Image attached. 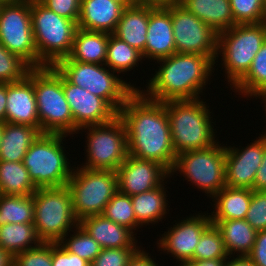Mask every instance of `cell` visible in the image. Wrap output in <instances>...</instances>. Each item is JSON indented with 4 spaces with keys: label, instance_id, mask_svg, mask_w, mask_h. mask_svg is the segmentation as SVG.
Segmentation results:
<instances>
[{
    "label": "cell",
    "instance_id": "cell-13",
    "mask_svg": "<svg viewBox=\"0 0 266 266\" xmlns=\"http://www.w3.org/2000/svg\"><path fill=\"white\" fill-rule=\"evenodd\" d=\"M0 43L31 68H38L31 23V0H12L0 6Z\"/></svg>",
    "mask_w": 266,
    "mask_h": 266
},
{
    "label": "cell",
    "instance_id": "cell-17",
    "mask_svg": "<svg viewBox=\"0 0 266 266\" xmlns=\"http://www.w3.org/2000/svg\"><path fill=\"white\" fill-rule=\"evenodd\" d=\"M265 148V134L248 144L236 148L225 146V182L232 188H248L253 190V183Z\"/></svg>",
    "mask_w": 266,
    "mask_h": 266
},
{
    "label": "cell",
    "instance_id": "cell-46",
    "mask_svg": "<svg viewBox=\"0 0 266 266\" xmlns=\"http://www.w3.org/2000/svg\"><path fill=\"white\" fill-rule=\"evenodd\" d=\"M253 191H266V133H265V148L262 163L257 170L253 183Z\"/></svg>",
    "mask_w": 266,
    "mask_h": 266
},
{
    "label": "cell",
    "instance_id": "cell-56",
    "mask_svg": "<svg viewBox=\"0 0 266 266\" xmlns=\"http://www.w3.org/2000/svg\"><path fill=\"white\" fill-rule=\"evenodd\" d=\"M263 6H264V9H265V14H266V0H263Z\"/></svg>",
    "mask_w": 266,
    "mask_h": 266
},
{
    "label": "cell",
    "instance_id": "cell-1",
    "mask_svg": "<svg viewBox=\"0 0 266 266\" xmlns=\"http://www.w3.org/2000/svg\"><path fill=\"white\" fill-rule=\"evenodd\" d=\"M118 116L126 128L128 154L154 161L170 173L177 155L171 139L166 104L146 98L136 90L121 107Z\"/></svg>",
    "mask_w": 266,
    "mask_h": 266
},
{
    "label": "cell",
    "instance_id": "cell-30",
    "mask_svg": "<svg viewBox=\"0 0 266 266\" xmlns=\"http://www.w3.org/2000/svg\"><path fill=\"white\" fill-rule=\"evenodd\" d=\"M41 243L33 223H7L0 226V247L11 257Z\"/></svg>",
    "mask_w": 266,
    "mask_h": 266
},
{
    "label": "cell",
    "instance_id": "cell-19",
    "mask_svg": "<svg viewBox=\"0 0 266 266\" xmlns=\"http://www.w3.org/2000/svg\"><path fill=\"white\" fill-rule=\"evenodd\" d=\"M145 44V58L161 60L176 53L171 20V5L149 6V21Z\"/></svg>",
    "mask_w": 266,
    "mask_h": 266
},
{
    "label": "cell",
    "instance_id": "cell-12",
    "mask_svg": "<svg viewBox=\"0 0 266 266\" xmlns=\"http://www.w3.org/2000/svg\"><path fill=\"white\" fill-rule=\"evenodd\" d=\"M86 162L90 170L116 171L128 156L127 133L124 122L116 116L110 122L87 126Z\"/></svg>",
    "mask_w": 266,
    "mask_h": 266
},
{
    "label": "cell",
    "instance_id": "cell-22",
    "mask_svg": "<svg viewBox=\"0 0 266 266\" xmlns=\"http://www.w3.org/2000/svg\"><path fill=\"white\" fill-rule=\"evenodd\" d=\"M79 225L105 248L138 247L136 235L122 225L111 221L102 214L85 217L79 221Z\"/></svg>",
    "mask_w": 266,
    "mask_h": 266
},
{
    "label": "cell",
    "instance_id": "cell-45",
    "mask_svg": "<svg viewBox=\"0 0 266 266\" xmlns=\"http://www.w3.org/2000/svg\"><path fill=\"white\" fill-rule=\"evenodd\" d=\"M247 256L255 266H266V229L257 232L254 246Z\"/></svg>",
    "mask_w": 266,
    "mask_h": 266
},
{
    "label": "cell",
    "instance_id": "cell-20",
    "mask_svg": "<svg viewBox=\"0 0 266 266\" xmlns=\"http://www.w3.org/2000/svg\"><path fill=\"white\" fill-rule=\"evenodd\" d=\"M6 102L7 123L29 125L40 131L34 84L27 75L21 81L7 83Z\"/></svg>",
    "mask_w": 266,
    "mask_h": 266
},
{
    "label": "cell",
    "instance_id": "cell-29",
    "mask_svg": "<svg viewBox=\"0 0 266 266\" xmlns=\"http://www.w3.org/2000/svg\"><path fill=\"white\" fill-rule=\"evenodd\" d=\"M216 227L221 231L229 256L235 253L247 256L251 252L257 231L245 219L221 220Z\"/></svg>",
    "mask_w": 266,
    "mask_h": 266
},
{
    "label": "cell",
    "instance_id": "cell-51",
    "mask_svg": "<svg viewBox=\"0 0 266 266\" xmlns=\"http://www.w3.org/2000/svg\"><path fill=\"white\" fill-rule=\"evenodd\" d=\"M179 0H136L138 5L153 6V7H166Z\"/></svg>",
    "mask_w": 266,
    "mask_h": 266
},
{
    "label": "cell",
    "instance_id": "cell-43",
    "mask_svg": "<svg viewBox=\"0 0 266 266\" xmlns=\"http://www.w3.org/2000/svg\"><path fill=\"white\" fill-rule=\"evenodd\" d=\"M57 15L78 23L81 0H39Z\"/></svg>",
    "mask_w": 266,
    "mask_h": 266
},
{
    "label": "cell",
    "instance_id": "cell-5",
    "mask_svg": "<svg viewBox=\"0 0 266 266\" xmlns=\"http://www.w3.org/2000/svg\"><path fill=\"white\" fill-rule=\"evenodd\" d=\"M31 23L38 53V68L54 66L72 49L78 24L57 15L39 0H31Z\"/></svg>",
    "mask_w": 266,
    "mask_h": 266
},
{
    "label": "cell",
    "instance_id": "cell-41",
    "mask_svg": "<svg viewBox=\"0 0 266 266\" xmlns=\"http://www.w3.org/2000/svg\"><path fill=\"white\" fill-rule=\"evenodd\" d=\"M140 247L101 249L91 266H127Z\"/></svg>",
    "mask_w": 266,
    "mask_h": 266
},
{
    "label": "cell",
    "instance_id": "cell-39",
    "mask_svg": "<svg viewBox=\"0 0 266 266\" xmlns=\"http://www.w3.org/2000/svg\"><path fill=\"white\" fill-rule=\"evenodd\" d=\"M31 67L0 43V83L21 81Z\"/></svg>",
    "mask_w": 266,
    "mask_h": 266
},
{
    "label": "cell",
    "instance_id": "cell-6",
    "mask_svg": "<svg viewBox=\"0 0 266 266\" xmlns=\"http://www.w3.org/2000/svg\"><path fill=\"white\" fill-rule=\"evenodd\" d=\"M66 136L41 133L26 152L23 164L36 188L67 185L74 167L69 166L71 164L63 147Z\"/></svg>",
    "mask_w": 266,
    "mask_h": 266
},
{
    "label": "cell",
    "instance_id": "cell-53",
    "mask_svg": "<svg viewBox=\"0 0 266 266\" xmlns=\"http://www.w3.org/2000/svg\"><path fill=\"white\" fill-rule=\"evenodd\" d=\"M114 1L120 3L125 8H130L138 5L136 0H114Z\"/></svg>",
    "mask_w": 266,
    "mask_h": 266
},
{
    "label": "cell",
    "instance_id": "cell-57",
    "mask_svg": "<svg viewBox=\"0 0 266 266\" xmlns=\"http://www.w3.org/2000/svg\"><path fill=\"white\" fill-rule=\"evenodd\" d=\"M262 101L263 103H265V111H266V98H264Z\"/></svg>",
    "mask_w": 266,
    "mask_h": 266
},
{
    "label": "cell",
    "instance_id": "cell-14",
    "mask_svg": "<svg viewBox=\"0 0 266 266\" xmlns=\"http://www.w3.org/2000/svg\"><path fill=\"white\" fill-rule=\"evenodd\" d=\"M176 53L201 54L218 60V33L179 2L171 4Z\"/></svg>",
    "mask_w": 266,
    "mask_h": 266
},
{
    "label": "cell",
    "instance_id": "cell-38",
    "mask_svg": "<svg viewBox=\"0 0 266 266\" xmlns=\"http://www.w3.org/2000/svg\"><path fill=\"white\" fill-rule=\"evenodd\" d=\"M235 24L266 22L263 0H229Z\"/></svg>",
    "mask_w": 266,
    "mask_h": 266
},
{
    "label": "cell",
    "instance_id": "cell-49",
    "mask_svg": "<svg viewBox=\"0 0 266 266\" xmlns=\"http://www.w3.org/2000/svg\"><path fill=\"white\" fill-rule=\"evenodd\" d=\"M7 83H0V122H6Z\"/></svg>",
    "mask_w": 266,
    "mask_h": 266
},
{
    "label": "cell",
    "instance_id": "cell-26",
    "mask_svg": "<svg viewBox=\"0 0 266 266\" xmlns=\"http://www.w3.org/2000/svg\"><path fill=\"white\" fill-rule=\"evenodd\" d=\"M178 2L218 34L236 25L229 0H179Z\"/></svg>",
    "mask_w": 266,
    "mask_h": 266
},
{
    "label": "cell",
    "instance_id": "cell-48",
    "mask_svg": "<svg viewBox=\"0 0 266 266\" xmlns=\"http://www.w3.org/2000/svg\"><path fill=\"white\" fill-rule=\"evenodd\" d=\"M227 258L193 260L189 263L179 264L177 266H224Z\"/></svg>",
    "mask_w": 266,
    "mask_h": 266
},
{
    "label": "cell",
    "instance_id": "cell-35",
    "mask_svg": "<svg viewBox=\"0 0 266 266\" xmlns=\"http://www.w3.org/2000/svg\"><path fill=\"white\" fill-rule=\"evenodd\" d=\"M102 215L118 225L127 227L133 233H135L137 227L138 229L142 227L135 217L131 196L119 191L106 204Z\"/></svg>",
    "mask_w": 266,
    "mask_h": 266
},
{
    "label": "cell",
    "instance_id": "cell-3",
    "mask_svg": "<svg viewBox=\"0 0 266 266\" xmlns=\"http://www.w3.org/2000/svg\"><path fill=\"white\" fill-rule=\"evenodd\" d=\"M200 99L165 102L176 155L205 149L217 143L214 122L210 117L212 112L206 102Z\"/></svg>",
    "mask_w": 266,
    "mask_h": 266
},
{
    "label": "cell",
    "instance_id": "cell-33",
    "mask_svg": "<svg viewBox=\"0 0 266 266\" xmlns=\"http://www.w3.org/2000/svg\"><path fill=\"white\" fill-rule=\"evenodd\" d=\"M143 59L142 53L131 47L125 41L120 40L114 34H110L107 45V57L105 65L117 74L129 72L138 67V62Z\"/></svg>",
    "mask_w": 266,
    "mask_h": 266
},
{
    "label": "cell",
    "instance_id": "cell-16",
    "mask_svg": "<svg viewBox=\"0 0 266 266\" xmlns=\"http://www.w3.org/2000/svg\"><path fill=\"white\" fill-rule=\"evenodd\" d=\"M175 224L161 235L157 246L161 251L167 250V254L171 253L180 264L189 263L193 261L194 251L202 233L212 224L210 215L199 213Z\"/></svg>",
    "mask_w": 266,
    "mask_h": 266
},
{
    "label": "cell",
    "instance_id": "cell-44",
    "mask_svg": "<svg viewBox=\"0 0 266 266\" xmlns=\"http://www.w3.org/2000/svg\"><path fill=\"white\" fill-rule=\"evenodd\" d=\"M52 266H91L76 254L66 251L59 243H52Z\"/></svg>",
    "mask_w": 266,
    "mask_h": 266
},
{
    "label": "cell",
    "instance_id": "cell-11",
    "mask_svg": "<svg viewBox=\"0 0 266 266\" xmlns=\"http://www.w3.org/2000/svg\"><path fill=\"white\" fill-rule=\"evenodd\" d=\"M179 173L213 198L225 182V145L219 141L205 149L191 150L177 155L170 176ZM209 194V195H208Z\"/></svg>",
    "mask_w": 266,
    "mask_h": 266
},
{
    "label": "cell",
    "instance_id": "cell-52",
    "mask_svg": "<svg viewBox=\"0 0 266 266\" xmlns=\"http://www.w3.org/2000/svg\"><path fill=\"white\" fill-rule=\"evenodd\" d=\"M13 257L0 247V266H12Z\"/></svg>",
    "mask_w": 266,
    "mask_h": 266
},
{
    "label": "cell",
    "instance_id": "cell-9",
    "mask_svg": "<svg viewBox=\"0 0 266 266\" xmlns=\"http://www.w3.org/2000/svg\"><path fill=\"white\" fill-rule=\"evenodd\" d=\"M54 67L70 83L105 99L117 112L126 100L139 90L130 82L119 78V75L105 64L58 61Z\"/></svg>",
    "mask_w": 266,
    "mask_h": 266
},
{
    "label": "cell",
    "instance_id": "cell-55",
    "mask_svg": "<svg viewBox=\"0 0 266 266\" xmlns=\"http://www.w3.org/2000/svg\"><path fill=\"white\" fill-rule=\"evenodd\" d=\"M10 1H12V0H0V6L7 3V2H10Z\"/></svg>",
    "mask_w": 266,
    "mask_h": 266
},
{
    "label": "cell",
    "instance_id": "cell-21",
    "mask_svg": "<svg viewBox=\"0 0 266 266\" xmlns=\"http://www.w3.org/2000/svg\"><path fill=\"white\" fill-rule=\"evenodd\" d=\"M124 9L114 0H81L78 28L113 34Z\"/></svg>",
    "mask_w": 266,
    "mask_h": 266
},
{
    "label": "cell",
    "instance_id": "cell-8",
    "mask_svg": "<svg viewBox=\"0 0 266 266\" xmlns=\"http://www.w3.org/2000/svg\"><path fill=\"white\" fill-rule=\"evenodd\" d=\"M265 41L266 22L236 24L218 34L217 58L219 55L222 56L221 62L231 90L248 72L255 55Z\"/></svg>",
    "mask_w": 266,
    "mask_h": 266
},
{
    "label": "cell",
    "instance_id": "cell-4",
    "mask_svg": "<svg viewBox=\"0 0 266 266\" xmlns=\"http://www.w3.org/2000/svg\"><path fill=\"white\" fill-rule=\"evenodd\" d=\"M27 76L34 84L40 132L73 135V115L65 98L62 74L54 66L31 68Z\"/></svg>",
    "mask_w": 266,
    "mask_h": 266
},
{
    "label": "cell",
    "instance_id": "cell-54",
    "mask_svg": "<svg viewBox=\"0 0 266 266\" xmlns=\"http://www.w3.org/2000/svg\"><path fill=\"white\" fill-rule=\"evenodd\" d=\"M3 130H4V123L0 122V143L2 141Z\"/></svg>",
    "mask_w": 266,
    "mask_h": 266
},
{
    "label": "cell",
    "instance_id": "cell-50",
    "mask_svg": "<svg viewBox=\"0 0 266 266\" xmlns=\"http://www.w3.org/2000/svg\"><path fill=\"white\" fill-rule=\"evenodd\" d=\"M231 257L232 256H229L226 259L224 266H255L251 259L246 255H236V258L233 256V259L230 260Z\"/></svg>",
    "mask_w": 266,
    "mask_h": 266
},
{
    "label": "cell",
    "instance_id": "cell-2",
    "mask_svg": "<svg viewBox=\"0 0 266 266\" xmlns=\"http://www.w3.org/2000/svg\"><path fill=\"white\" fill-rule=\"evenodd\" d=\"M157 63L160 67L150 77L147 90L139 91L146 98L163 103L200 98L216 64L212 57L189 53H174Z\"/></svg>",
    "mask_w": 266,
    "mask_h": 266
},
{
    "label": "cell",
    "instance_id": "cell-15",
    "mask_svg": "<svg viewBox=\"0 0 266 266\" xmlns=\"http://www.w3.org/2000/svg\"><path fill=\"white\" fill-rule=\"evenodd\" d=\"M62 86L73 115V134H79L81 128L104 124L118 116L105 99L70 83L63 75Z\"/></svg>",
    "mask_w": 266,
    "mask_h": 266
},
{
    "label": "cell",
    "instance_id": "cell-36",
    "mask_svg": "<svg viewBox=\"0 0 266 266\" xmlns=\"http://www.w3.org/2000/svg\"><path fill=\"white\" fill-rule=\"evenodd\" d=\"M75 231V232H74ZM70 234V238L65 235L58 243L68 252L78 255L90 264L100 254L101 246L91 237L80 225Z\"/></svg>",
    "mask_w": 266,
    "mask_h": 266
},
{
    "label": "cell",
    "instance_id": "cell-18",
    "mask_svg": "<svg viewBox=\"0 0 266 266\" xmlns=\"http://www.w3.org/2000/svg\"><path fill=\"white\" fill-rule=\"evenodd\" d=\"M116 173L118 191L129 196L150 191L170 177V173L162 165L129 154Z\"/></svg>",
    "mask_w": 266,
    "mask_h": 266
},
{
    "label": "cell",
    "instance_id": "cell-27",
    "mask_svg": "<svg viewBox=\"0 0 266 266\" xmlns=\"http://www.w3.org/2000/svg\"><path fill=\"white\" fill-rule=\"evenodd\" d=\"M40 134L36 127L5 122L0 161L23 162L26 152Z\"/></svg>",
    "mask_w": 266,
    "mask_h": 266
},
{
    "label": "cell",
    "instance_id": "cell-47",
    "mask_svg": "<svg viewBox=\"0 0 266 266\" xmlns=\"http://www.w3.org/2000/svg\"><path fill=\"white\" fill-rule=\"evenodd\" d=\"M144 249H140L130 260L127 266H158Z\"/></svg>",
    "mask_w": 266,
    "mask_h": 266
},
{
    "label": "cell",
    "instance_id": "cell-42",
    "mask_svg": "<svg viewBox=\"0 0 266 266\" xmlns=\"http://www.w3.org/2000/svg\"><path fill=\"white\" fill-rule=\"evenodd\" d=\"M245 220L257 232L266 229V191H253Z\"/></svg>",
    "mask_w": 266,
    "mask_h": 266
},
{
    "label": "cell",
    "instance_id": "cell-34",
    "mask_svg": "<svg viewBox=\"0 0 266 266\" xmlns=\"http://www.w3.org/2000/svg\"><path fill=\"white\" fill-rule=\"evenodd\" d=\"M7 223H34L33 194H0V226Z\"/></svg>",
    "mask_w": 266,
    "mask_h": 266
},
{
    "label": "cell",
    "instance_id": "cell-24",
    "mask_svg": "<svg viewBox=\"0 0 266 266\" xmlns=\"http://www.w3.org/2000/svg\"><path fill=\"white\" fill-rule=\"evenodd\" d=\"M252 189L223 187L213 198L214 210L210 215L216 225L221 220L245 219L252 199Z\"/></svg>",
    "mask_w": 266,
    "mask_h": 266
},
{
    "label": "cell",
    "instance_id": "cell-37",
    "mask_svg": "<svg viewBox=\"0 0 266 266\" xmlns=\"http://www.w3.org/2000/svg\"><path fill=\"white\" fill-rule=\"evenodd\" d=\"M221 231L211 224L201 235L193 260L228 258Z\"/></svg>",
    "mask_w": 266,
    "mask_h": 266
},
{
    "label": "cell",
    "instance_id": "cell-32",
    "mask_svg": "<svg viewBox=\"0 0 266 266\" xmlns=\"http://www.w3.org/2000/svg\"><path fill=\"white\" fill-rule=\"evenodd\" d=\"M36 190L23 162L0 161V194L31 195Z\"/></svg>",
    "mask_w": 266,
    "mask_h": 266
},
{
    "label": "cell",
    "instance_id": "cell-7",
    "mask_svg": "<svg viewBox=\"0 0 266 266\" xmlns=\"http://www.w3.org/2000/svg\"><path fill=\"white\" fill-rule=\"evenodd\" d=\"M34 227L39 239L58 243L79 225L68 186L37 188L33 193Z\"/></svg>",
    "mask_w": 266,
    "mask_h": 266
},
{
    "label": "cell",
    "instance_id": "cell-31",
    "mask_svg": "<svg viewBox=\"0 0 266 266\" xmlns=\"http://www.w3.org/2000/svg\"><path fill=\"white\" fill-rule=\"evenodd\" d=\"M233 87L234 92L246 98H266V41L255 55L248 72Z\"/></svg>",
    "mask_w": 266,
    "mask_h": 266
},
{
    "label": "cell",
    "instance_id": "cell-25",
    "mask_svg": "<svg viewBox=\"0 0 266 266\" xmlns=\"http://www.w3.org/2000/svg\"><path fill=\"white\" fill-rule=\"evenodd\" d=\"M110 33L78 28L70 54L59 61L105 64Z\"/></svg>",
    "mask_w": 266,
    "mask_h": 266
},
{
    "label": "cell",
    "instance_id": "cell-40",
    "mask_svg": "<svg viewBox=\"0 0 266 266\" xmlns=\"http://www.w3.org/2000/svg\"><path fill=\"white\" fill-rule=\"evenodd\" d=\"M12 266H52V243L42 242L35 248L20 252L13 257Z\"/></svg>",
    "mask_w": 266,
    "mask_h": 266
},
{
    "label": "cell",
    "instance_id": "cell-28",
    "mask_svg": "<svg viewBox=\"0 0 266 266\" xmlns=\"http://www.w3.org/2000/svg\"><path fill=\"white\" fill-rule=\"evenodd\" d=\"M164 183L150 191L131 196L134 214L141 226L158 223L168 214L167 188H164Z\"/></svg>",
    "mask_w": 266,
    "mask_h": 266
},
{
    "label": "cell",
    "instance_id": "cell-23",
    "mask_svg": "<svg viewBox=\"0 0 266 266\" xmlns=\"http://www.w3.org/2000/svg\"><path fill=\"white\" fill-rule=\"evenodd\" d=\"M148 21L149 6L137 5L125 8L113 33L120 40L141 52L143 59L145 58Z\"/></svg>",
    "mask_w": 266,
    "mask_h": 266
},
{
    "label": "cell",
    "instance_id": "cell-10",
    "mask_svg": "<svg viewBox=\"0 0 266 266\" xmlns=\"http://www.w3.org/2000/svg\"><path fill=\"white\" fill-rule=\"evenodd\" d=\"M76 168V169H75ZM67 186L71 191L73 211L78 221L100 215L118 191L116 171L75 167Z\"/></svg>",
    "mask_w": 266,
    "mask_h": 266
}]
</instances>
